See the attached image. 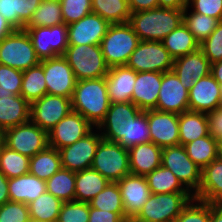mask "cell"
<instances>
[{"label":"cell","instance_id":"6f0895ef","mask_svg":"<svg viewBox=\"0 0 222 222\" xmlns=\"http://www.w3.org/2000/svg\"><path fill=\"white\" fill-rule=\"evenodd\" d=\"M160 8L184 10L187 7L188 0H158Z\"/></svg>","mask_w":222,"mask_h":222},{"label":"cell","instance_id":"680465c9","mask_svg":"<svg viewBox=\"0 0 222 222\" xmlns=\"http://www.w3.org/2000/svg\"><path fill=\"white\" fill-rule=\"evenodd\" d=\"M9 201L8 178L0 171V207Z\"/></svg>","mask_w":222,"mask_h":222},{"label":"cell","instance_id":"003e7915","mask_svg":"<svg viewBox=\"0 0 222 222\" xmlns=\"http://www.w3.org/2000/svg\"><path fill=\"white\" fill-rule=\"evenodd\" d=\"M44 1L60 2V0H44Z\"/></svg>","mask_w":222,"mask_h":222},{"label":"cell","instance_id":"9a60e30c","mask_svg":"<svg viewBox=\"0 0 222 222\" xmlns=\"http://www.w3.org/2000/svg\"><path fill=\"white\" fill-rule=\"evenodd\" d=\"M43 66L47 94L72 98L76 78L71 66L63 55L40 60Z\"/></svg>","mask_w":222,"mask_h":222},{"label":"cell","instance_id":"ab89813d","mask_svg":"<svg viewBox=\"0 0 222 222\" xmlns=\"http://www.w3.org/2000/svg\"><path fill=\"white\" fill-rule=\"evenodd\" d=\"M219 22V19L193 12L188 6L183 10V23L199 43L215 30Z\"/></svg>","mask_w":222,"mask_h":222},{"label":"cell","instance_id":"8fae6325","mask_svg":"<svg viewBox=\"0 0 222 222\" xmlns=\"http://www.w3.org/2000/svg\"><path fill=\"white\" fill-rule=\"evenodd\" d=\"M40 60L64 55L68 47L67 25L24 27Z\"/></svg>","mask_w":222,"mask_h":222},{"label":"cell","instance_id":"f546056e","mask_svg":"<svg viewBox=\"0 0 222 222\" xmlns=\"http://www.w3.org/2000/svg\"><path fill=\"white\" fill-rule=\"evenodd\" d=\"M109 183L105 177L92 168L76 172L75 200L89 203Z\"/></svg>","mask_w":222,"mask_h":222},{"label":"cell","instance_id":"816d5d0a","mask_svg":"<svg viewBox=\"0 0 222 222\" xmlns=\"http://www.w3.org/2000/svg\"><path fill=\"white\" fill-rule=\"evenodd\" d=\"M42 0H15L17 19L25 26Z\"/></svg>","mask_w":222,"mask_h":222},{"label":"cell","instance_id":"836d02e7","mask_svg":"<svg viewBox=\"0 0 222 222\" xmlns=\"http://www.w3.org/2000/svg\"><path fill=\"white\" fill-rule=\"evenodd\" d=\"M46 94L47 86L43 66L39 63L24 70L20 95L31 104Z\"/></svg>","mask_w":222,"mask_h":222},{"label":"cell","instance_id":"603a6c76","mask_svg":"<svg viewBox=\"0 0 222 222\" xmlns=\"http://www.w3.org/2000/svg\"><path fill=\"white\" fill-rule=\"evenodd\" d=\"M162 77V72H137L131 102L142 111L156 110Z\"/></svg>","mask_w":222,"mask_h":222},{"label":"cell","instance_id":"d590c367","mask_svg":"<svg viewBox=\"0 0 222 222\" xmlns=\"http://www.w3.org/2000/svg\"><path fill=\"white\" fill-rule=\"evenodd\" d=\"M92 13L100 15L110 24H122L129 21L131 11L128 0H91Z\"/></svg>","mask_w":222,"mask_h":222},{"label":"cell","instance_id":"2e32d148","mask_svg":"<svg viewBox=\"0 0 222 222\" xmlns=\"http://www.w3.org/2000/svg\"><path fill=\"white\" fill-rule=\"evenodd\" d=\"M95 127L80 113L71 111L48 132V145L57 150L85 137Z\"/></svg>","mask_w":222,"mask_h":222},{"label":"cell","instance_id":"ac0fdd59","mask_svg":"<svg viewBox=\"0 0 222 222\" xmlns=\"http://www.w3.org/2000/svg\"><path fill=\"white\" fill-rule=\"evenodd\" d=\"M109 26L100 15L90 13L67 25L68 45H100Z\"/></svg>","mask_w":222,"mask_h":222},{"label":"cell","instance_id":"d6a6232c","mask_svg":"<svg viewBox=\"0 0 222 222\" xmlns=\"http://www.w3.org/2000/svg\"><path fill=\"white\" fill-rule=\"evenodd\" d=\"M63 202L47 191L28 204L30 220L57 222Z\"/></svg>","mask_w":222,"mask_h":222},{"label":"cell","instance_id":"9f6ffc18","mask_svg":"<svg viewBox=\"0 0 222 222\" xmlns=\"http://www.w3.org/2000/svg\"><path fill=\"white\" fill-rule=\"evenodd\" d=\"M131 13L147 11L159 7L158 0H128Z\"/></svg>","mask_w":222,"mask_h":222},{"label":"cell","instance_id":"7a4b0ae2","mask_svg":"<svg viewBox=\"0 0 222 222\" xmlns=\"http://www.w3.org/2000/svg\"><path fill=\"white\" fill-rule=\"evenodd\" d=\"M128 23L140 41H162L183 23V10L155 8L131 13Z\"/></svg>","mask_w":222,"mask_h":222},{"label":"cell","instance_id":"7dc6e473","mask_svg":"<svg viewBox=\"0 0 222 222\" xmlns=\"http://www.w3.org/2000/svg\"><path fill=\"white\" fill-rule=\"evenodd\" d=\"M200 49L210 64L222 60V21H220L215 30L200 43Z\"/></svg>","mask_w":222,"mask_h":222},{"label":"cell","instance_id":"8992f818","mask_svg":"<svg viewBox=\"0 0 222 222\" xmlns=\"http://www.w3.org/2000/svg\"><path fill=\"white\" fill-rule=\"evenodd\" d=\"M77 81L105 77L106 65L100 45H68L63 55Z\"/></svg>","mask_w":222,"mask_h":222},{"label":"cell","instance_id":"03108f58","mask_svg":"<svg viewBox=\"0 0 222 222\" xmlns=\"http://www.w3.org/2000/svg\"><path fill=\"white\" fill-rule=\"evenodd\" d=\"M126 222H142V221H138V220H135L134 218H131V219H128Z\"/></svg>","mask_w":222,"mask_h":222},{"label":"cell","instance_id":"277c9868","mask_svg":"<svg viewBox=\"0 0 222 222\" xmlns=\"http://www.w3.org/2000/svg\"><path fill=\"white\" fill-rule=\"evenodd\" d=\"M141 112L142 110L132 102L110 103L109 110L97 129L103 139L116 142L128 149L131 123Z\"/></svg>","mask_w":222,"mask_h":222},{"label":"cell","instance_id":"5bb4252c","mask_svg":"<svg viewBox=\"0 0 222 222\" xmlns=\"http://www.w3.org/2000/svg\"><path fill=\"white\" fill-rule=\"evenodd\" d=\"M102 138L99 130L95 128L75 143L59 149L61 166L73 172L91 168L97 146Z\"/></svg>","mask_w":222,"mask_h":222},{"label":"cell","instance_id":"681fc988","mask_svg":"<svg viewBox=\"0 0 222 222\" xmlns=\"http://www.w3.org/2000/svg\"><path fill=\"white\" fill-rule=\"evenodd\" d=\"M151 142L147 111H142L131 123L130 147Z\"/></svg>","mask_w":222,"mask_h":222},{"label":"cell","instance_id":"4fadbf2b","mask_svg":"<svg viewBox=\"0 0 222 222\" xmlns=\"http://www.w3.org/2000/svg\"><path fill=\"white\" fill-rule=\"evenodd\" d=\"M71 111L70 98L46 94L30 104V121L48 133Z\"/></svg>","mask_w":222,"mask_h":222},{"label":"cell","instance_id":"7bdbcfd3","mask_svg":"<svg viewBox=\"0 0 222 222\" xmlns=\"http://www.w3.org/2000/svg\"><path fill=\"white\" fill-rule=\"evenodd\" d=\"M173 222H210V203L191 199Z\"/></svg>","mask_w":222,"mask_h":222},{"label":"cell","instance_id":"e575fe53","mask_svg":"<svg viewBox=\"0 0 222 222\" xmlns=\"http://www.w3.org/2000/svg\"><path fill=\"white\" fill-rule=\"evenodd\" d=\"M76 172L61 168L51 178L46 180V191L62 202L75 200Z\"/></svg>","mask_w":222,"mask_h":222},{"label":"cell","instance_id":"74e56055","mask_svg":"<svg viewBox=\"0 0 222 222\" xmlns=\"http://www.w3.org/2000/svg\"><path fill=\"white\" fill-rule=\"evenodd\" d=\"M189 158L201 169L218 158L217 140L211 135L184 145Z\"/></svg>","mask_w":222,"mask_h":222},{"label":"cell","instance_id":"5b68a950","mask_svg":"<svg viewBox=\"0 0 222 222\" xmlns=\"http://www.w3.org/2000/svg\"><path fill=\"white\" fill-rule=\"evenodd\" d=\"M193 198L190 192L151 194L134 219L142 222H173Z\"/></svg>","mask_w":222,"mask_h":222},{"label":"cell","instance_id":"b9f144b4","mask_svg":"<svg viewBox=\"0 0 222 222\" xmlns=\"http://www.w3.org/2000/svg\"><path fill=\"white\" fill-rule=\"evenodd\" d=\"M62 23L60 2L42 0L25 27H52Z\"/></svg>","mask_w":222,"mask_h":222},{"label":"cell","instance_id":"7402d4cb","mask_svg":"<svg viewBox=\"0 0 222 222\" xmlns=\"http://www.w3.org/2000/svg\"><path fill=\"white\" fill-rule=\"evenodd\" d=\"M172 70L179 78L182 86L189 91L198 79L210 74L211 64L199 48L194 52L176 58Z\"/></svg>","mask_w":222,"mask_h":222},{"label":"cell","instance_id":"6125c7cd","mask_svg":"<svg viewBox=\"0 0 222 222\" xmlns=\"http://www.w3.org/2000/svg\"><path fill=\"white\" fill-rule=\"evenodd\" d=\"M210 74L222 85V60L211 64Z\"/></svg>","mask_w":222,"mask_h":222},{"label":"cell","instance_id":"ba28073f","mask_svg":"<svg viewBox=\"0 0 222 222\" xmlns=\"http://www.w3.org/2000/svg\"><path fill=\"white\" fill-rule=\"evenodd\" d=\"M40 63L25 29L15 30L0 41V64L21 71Z\"/></svg>","mask_w":222,"mask_h":222},{"label":"cell","instance_id":"7c38bea8","mask_svg":"<svg viewBox=\"0 0 222 222\" xmlns=\"http://www.w3.org/2000/svg\"><path fill=\"white\" fill-rule=\"evenodd\" d=\"M5 146L22 155L33 157L49 146L48 133L29 121L5 130Z\"/></svg>","mask_w":222,"mask_h":222},{"label":"cell","instance_id":"ffe728a7","mask_svg":"<svg viewBox=\"0 0 222 222\" xmlns=\"http://www.w3.org/2000/svg\"><path fill=\"white\" fill-rule=\"evenodd\" d=\"M189 110L208 114L221 107V85L209 74L198 79L188 91Z\"/></svg>","mask_w":222,"mask_h":222},{"label":"cell","instance_id":"11a10c76","mask_svg":"<svg viewBox=\"0 0 222 222\" xmlns=\"http://www.w3.org/2000/svg\"><path fill=\"white\" fill-rule=\"evenodd\" d=\"M88 222H125L116 212L104 211L89 205Z\"/></svg>","mask_w":222,"mask_h":222},{"label":"cell","instance_id":"cb8c5ba5","mask_svg":"<svg viewBox=\"0 0 222 222\" xmlns=\"http://www.w3.org/2000/svg\"><path fill=\"white\" fill-rule=\"evenodd\" d=\"M105 77L110 103L132 101L137 72L126 66H114L109 68Z\"/></svg>","mask_w":222,"mask_h":222},{"label":"cell","instance_id":"be15d7a7","mask_svg":"<svg viewBox=\"0 0 222 222\" xmlns=\"http://www.w3.org/2000/svg\"><path fill=\"white\" fill-rule=\"evenodd\" d=\"M5 146V130L0 126V150Z\"/></svg>","mask_w":222,"mask_h":222},{"label":"cell","instance_id":"f1b7e54d","mask_svg":"<svg viewBox=\"0 0 222 222\" xmlns=\"http://www.w3.org/2000/svg\"><path fill=\"white\" fill-rule=\"evenodd\" d=\"M180 145L193 142L209 134L206 113L185 111L178 115Z\"/></svg>","mask_w":222,"mask_h":222},{"label":"cell","instance_id":"ee69618b","mask_svg":"<svg viewBox=\"0 0 222 222\" xmlns=\"http://www.w3.org/2000/svg\"><path fill=\"white\" fill-rule=\"evenodd\" d=\"M23 71L0 64V95H20Z\"/></svg>","mask_w":222,"mask_h":222},{"label":"cell","instance_id":"d4e9b609","mask_svg":"<svg viewBox=\"0 0 222 222\" xmlns=\"http://www.w3.org/2000/svg\"><path fill=\"white\" fill-rule=\"evenodd\" d=\"M130 171L133 175L146 176L161 166L162 148L153 142L128 148Z\"/></svg>","mask_w":222,"mask_h":222},{"label":"cell","instance_id":"c3c4849f","mask_svg":"<svg viewBox=\"0 0 222 222\" xmlns=\"http://www.w3.org/2000/svg\"><path fill=\"white\" fill-rule=\"evenodd\" d=\"M29 208L25 203L6 202L0 207V222H30Z\"/></svg>","mask_w":222,"mask_h":222},{"label":"cell","instance_id":"30bf717a","mask_svg":"<svg viewBox=\"0 0 222 222\" xmlns=\"http://www.w3.org/2000/svg\"><path fill=\"white\" fill-rule=\"evenodd\" d=\"M174 59L160 41H140L129 57L126 67L135 72H167L173 68Z\"/></svg>","mask_w":222,"mask_h":222},{"label":"cell","instance_id":"4dcf8cb0","mask_svg":"<svg viewBox=\"0 0 222 222\" xmlns=\"http://www.w3.org/2000/svg\"><path fill=\"white\" fill-rule=\"evenodd\" d=\"M161 42L174 60L200 48V43L184 23L170 32Z\"/></svg>","mask_w":222,"mask_h":222},{"label":"cell","instance_id":"83f0119b","mask_svg":"<svg viewBox=\"0 0 222 222\" xmlns=\"http://www.w3.org/2000/svg\"><path fill=\"white\" fill-rule=\"evenodd\" d=\"M8 191L10 201L28 205L46 192V181L27 173L8 179Z\"/></svg>","mask_w":222,"mask_h":222},{"label":"cell","instance_id":"44dd1931","mask_svg":"<svg viewBox=\"0 0 222 222\" xmlns=\"http://www.w3.org/2000/svg\"><path fill=\"white\" fill-rule=\"evenodd\" d=\"M125 215L134 218L151 195L145 176L128 174L117 182Z\"/></svg>","mask_w":222,"mask_h":222},{"label":"cell","instance_id":"f35d334b","mask_svg":"<svg viewBox=\"0 0 222 222\" xmlns=\"http://www.w3.org/2000/svg\"><path fill=\"white\" fill-rule=\"evenodd\" d=\"M89 205L93 208L116 212L125 222L129 219L124 212L121 191L117 183L110 182Z\"/></svg>","mask_w":222,"mask_h":222},{"label":"cell","instance_id":"a7ac6f4b","mask_svg":"<svg viewBox=\"0 0 222 222\" xmlns=\"http://www.w3.org/2000/svg\"><path fill=\"white\" fill-rule=\"evenodd\" d=\"M221 106H222V85H221Z\"/></svg>","mask_w":222,"mask_h":222},{"label":"cell","instance_id":"e0dca14e","mask_svg":"<svg viewBox=\"0 0 222 222\" xmlns=\"http://www.w3.org/2000/svg\"><path fill=\"white\" fill-rule=\"evenodd\" d=\"M156 110L178 115L189 110L188 90L173 70L163 73Z\"/></svg>","mask_w":222,"mask_h":222},{"label":"cell","instance_id":"3957f363","mask_svg":"<svg viewBox=\"0 0 222 222\" xmlns=\"http://www.w3.org/2000/svg\"><path fill=\"white\" fill-rule=\"evenodd\" d=\"M140 40L132 26L127 23L110 24L100 47L106 65L125 66Z\"/></svg>","mask_w":222,"mask_h":222},{"label":"cell","instance_id":"8d00e7d4","mask_svg":"<svg viewBox=\"0 0 222 222\" xmlns=\"http://www.w3.org/2000/svg\"><path fill=\"white\" fill-rule=\"evenodd\" d=\"M151 194L189 192L170 169L160 166L145 176Z\"/></svg>","mask_w":222,"mask_h":222},{"label":"cell","instance_id":"9c48e42d","mask_svg":"<svg viewBox=\"0 0 222 222\" xmlns=\"http://www.w3.org/2000/svg\"><path fill=\"white\" fill-rule=\"evenodd\" d=\"M161 165L170 169L194 196L201 184V171L188 156L183 145L162 148Z\"/></svg>","mask_w":222,"mask_h":222},{"label":"cell","instance_id":"4316f807","mask_svg":"<svg viewBox=\"0 0 222 222\" xmlns=\"http://www.w3.org/2000/svg\"><path fill=\"white\" fill-rule=\"evenodd\" d=\"M30 121V104L21 95H0V126L7 130Z\"/></svg>","mask_w":222,"mask_h":222},{"label":"cell","instance_id":"94428289","mask_svg":"<svg viewBox=\"0 0 222 222\" xmlns=\"http://www.w3.org/2000/svg\"><path fill=\"white\" fill-rule=\"evenodd\" d=\"M210 222H222V205L210 203Z\"/></svg>","mask_w":222,"mask_h":222},{"label":"cell","instance_id":"f907efd6","mask_svg":"<svg viewBox=\"0 0 222 222\" xmlns=\"http://www.w3.org/2000/svg\"><path fill=\"white\" fill-rule=\"evenodd\" d=\"M193 11L222 21V0H188Z\"/></svg>","mask_w":222,"mask_h":222},{"label":"cell","instance_id":"91938a15","mask_svg":"<svg viewBox=\"0 0 222 222\" xmlns=\"http://www.w3.org/2000/svg\"><path fill=\"white\" fill-rule=\"evenodd\" d=\"M16 29L0 14V41Z\"/></svg>","mask_w":222,"mask_h":222},{"label":"cell","instance_id":"6da1fadb","mask_svg":"<svg viewBox=\"0 0 222 222\" xmlns=\"http://www.w3.org/2000/svg\"><path fill=\"white\" fill-rule=\"evenodd\" d=\"M71 104L72 111L97 128L110 106L106 77L76 81Z\"/></svg>","mask_w":222,"mask_h":222},{"label":"cell","instance_id":"1f68e13d","mask_svg":"<svg viewBox=\"0 0 222 222\" xmlns=\"http://www.w3.org/2000/svg\"><path fill=\"white\" fill-rule=\"evenodd\" d=\"M62 168L59 150L47 147L30 157L29 173L42 180H48Z\"/></svg>","mask_w":222,"mask_h":222},{"label":"cell","instance_id":"f5cc1de1","mask_svg":"<svg viewBox=\"0 0 222 222\" xmlns=\"http://www.w3.org/2000/svg\"><path fill=\"white\" fill-rule=\"evenodd\" d=\"M0 14L16 29H24V25L17 19L15 0H0Z\"/></svg>","mask_w":222,"mask_h":222},{"label":"cell","instance_id":"60d3db41","mask_svg":"<svg viewBox=\"0 0 222 222\" xmlns=\"http://www.w3.org/2000/svg\"><path fill=\"white\" fill-rule=\"evenodd\" d=\"M30 157L22 155L4 146L0 150V171L8 178L29 173Z\"/></svg>","mask_w":222,"mask_h":222},{"label":"cell","instance_id":"d6986e66","mask_svg":"<svg viewBox=\"0 0 222 222\" xmlns=\"http://www.w3.org/2000/svg\"><path fill=\"white\" fill-rule=\"evenodd\" d=\"M151 142L161 148L180 145L178 114L147 110Z\"/></svg>","mask_w":222,"mask_h":222},{"label":"cell","instance_id":"bcb514c9","mask_svg":"<svg viewBox=\"0 0 222 222\" xmlns=\"http://www.w3.org/2000/svg\"><path fill=\"white\" fill-rule=\"evenodd\" d=\"M89 203L81 201L63 202L57 222H88Z\"/></svg>","mask_w":222,"mask_h":222},{"label":"cell","instance_id":"e7e4bbea","mask_svg":"<svg viewBox=\"0 0 222 222\" xmlns=\"http://www.w3.org/2000/svg\"><path fill=\"white\" fill-rule=\"evenodd\" d=\"M218 158L222 160V139L217 140Z\"/></svg>","mask_w":222,"mask_h":222},{"label":"cell","instance_id":"484cf974","mask_svg":"<svg viewBox=\"0 0 222 222\" xmlns=\"http://www.w3.org/2000/svg\"><path fill=\"white\" fill-rule=\"evenodd\" d=\"M195 199L222 205V160L216 158L201 171V184Z\"/></svg>","mask_w":222,"mask_h":222},{"label":"cell","instance_id":"db71d44e","mask_svg":"<svg viewBox=\"0 0 222 222\" xmlns=\"http://www.w3.org/2000/svg\"><path fill=\"white\" fill-rule=\"evenodd\" d=\"M209 135L215 140L222 139V106L207 114Z\"/></svg>","mask_w":222,"mask_h":222},{"label":"cell","instance_id":"52a82bcc","mask_svg":"<svg viewBox=\"0 0 222 222\" xmlns=\"http://www.w3.org/2000/svg\"><path fill=\"white\" fill-rule=\"evenodd\" d=\"M91 168L109 182L117 183L131 173L128 149L102 138L97 146Z\"/></svg>","mask_w":222,"mask_h":222},{"label":"cell","instance_id":"f6af8a7d","mask_svg":"<svg viewBox=\"0 0 222 222\" xmlns=\"http://www.w3.org/2000/svg\"><path fill=\"white\" fill-rule=\"evenodd\" d=\"M63 22L69 25L92 13L91 0H60Z\"/></svg>","mask_w":222,"mask_h":222}]
</instances>
